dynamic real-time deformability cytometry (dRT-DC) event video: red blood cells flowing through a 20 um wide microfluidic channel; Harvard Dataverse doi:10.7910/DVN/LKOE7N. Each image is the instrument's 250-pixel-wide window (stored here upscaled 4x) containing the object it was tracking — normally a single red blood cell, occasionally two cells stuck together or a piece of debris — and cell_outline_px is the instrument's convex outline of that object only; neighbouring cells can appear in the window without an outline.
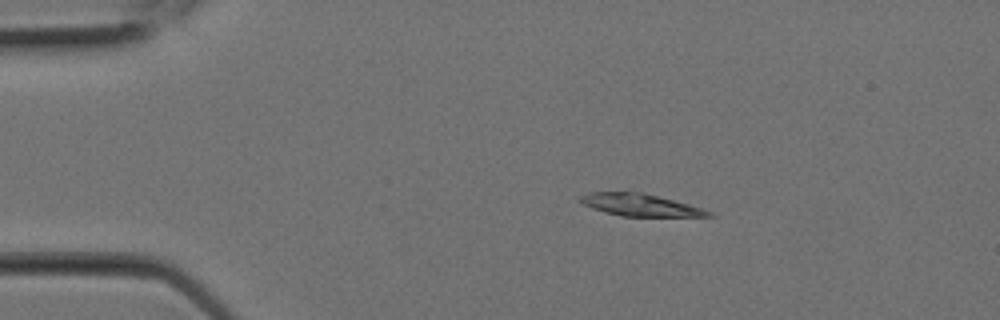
{"species": "Egyptian fruit bat (a non-hibernating species)", "species_latin": "Rousettus aegyptiacus", "temperature_condition": "room temperature", "stored_images_in_passage": 5, "camera_frame_rate_fps": 3000, "um_per_image_px": 0.085, "animal": {"sex": "female"}, "frame": {"image": 1, "passage_image": 1, "time_ms": 0.0, "image_size_px": [1000, 320], "cell_outline_px": [[716, 216], [620, 216], [604, 212], [592, 208], [576, 200], [580, 196], [588, 192], [644, 192], [688, 204], [712, 212]], "centroid_in_image_um": [54.36, 17.41], "position_along_channel_um": 30.6, "area_um2": 16.53}}
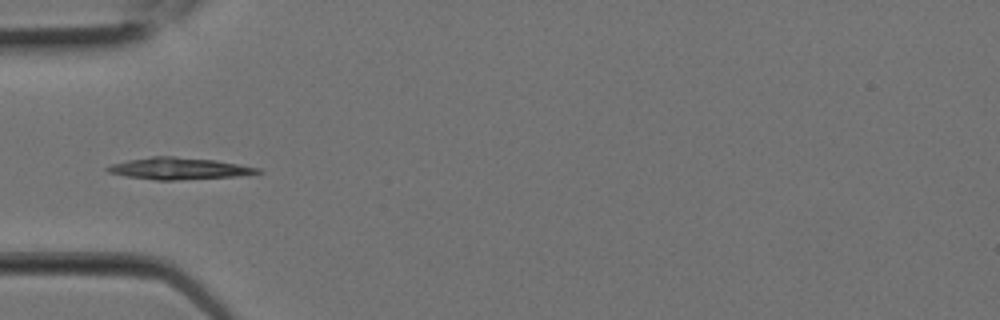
{"frame": {"image": 2, "passage_image": 4, "time_ms": 1.0, "image_size_px": [1000, 320], "cell_outline_px": [[264, 172], [236, 176], [172, 180], [156, 180], [124, 176], [108, 172], [104, 168], [112, 164], [128, 160], [152, 156], [176, 156], [216, 160], [260, 168]], "centroid_in_image_um": [15.19, 14.31], "position_along_channel_um": 69.8, "area_um2": 19.02}}